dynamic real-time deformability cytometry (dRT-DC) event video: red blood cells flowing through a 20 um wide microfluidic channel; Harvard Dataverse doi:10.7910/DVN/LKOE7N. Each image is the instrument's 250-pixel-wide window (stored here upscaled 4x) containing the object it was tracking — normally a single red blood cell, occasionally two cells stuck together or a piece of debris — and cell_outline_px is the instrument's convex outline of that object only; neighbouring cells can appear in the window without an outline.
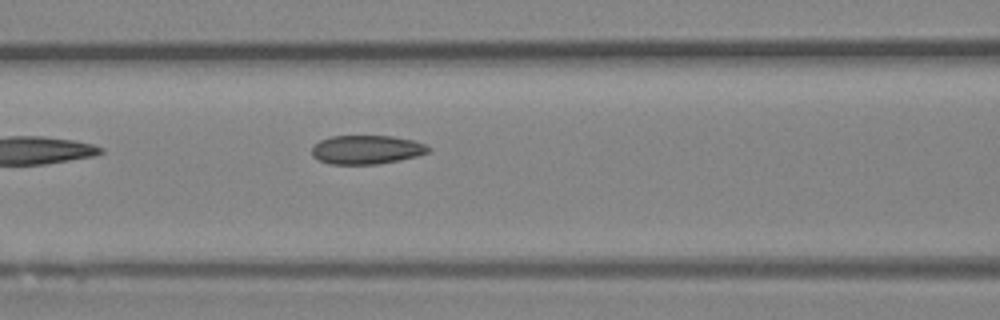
{"species": "Egyptian fruit bat (a non-hibernating species)", "species_latin": "Rousettus aegyptiacus", "temperature_condition": "room temperature", "stored_images_in_passage": 6, "camera_frame_rate_fps": 3000, "um_per_image_px": 0.085, "animal": {"sex": "female"}, "frame": {"image": 1, "passage_image": 6, "time_ms": 6.0, "image_size_px": [1000, 320], "cell_outline_px": [[432, 148], [428, 152], [416, 156], [400, 160], [376, 164], [328, 164], [312, 156], [312, 144], [320, 140], [332, 136], [392, 136], [412, 140], [424, 144]], "centroid_in_image_um": [31.13, 12.72], "position_along_channel_um": 135.5, "area_um2": 19.59}}